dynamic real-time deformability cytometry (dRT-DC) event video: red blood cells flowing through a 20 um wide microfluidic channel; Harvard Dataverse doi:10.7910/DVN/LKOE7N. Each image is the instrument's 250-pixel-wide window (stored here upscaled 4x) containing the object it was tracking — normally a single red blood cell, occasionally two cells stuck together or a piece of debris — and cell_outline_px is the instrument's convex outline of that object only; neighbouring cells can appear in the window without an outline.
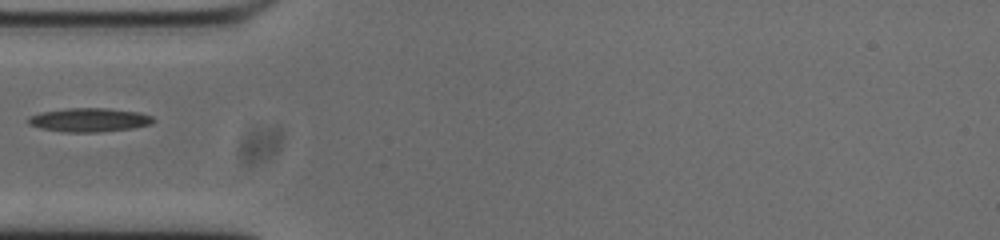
{"species": "common noctule bat (a hibernating species)", "species_latin": "Nyctalus noctula", "temperature_condition": "cold", "stored_images_in_passage": 38, "camera_frame_rate_fps": 3000, "um_per_image_px": 0.085, "animal": {"sex": "male", "body_mass_g": 20.0, "forearm_length_mm": 53.3}, "frame": {"image": 1, "passage_image": 1, "time_ms": 0.0, "image_size_px": [1000, 240], "cell_outline_px": [[156, 120], [152, 124], [132, 128], [100, 132], [64, 132], [40, 128], [28, 124], [28, 116], [44, 112], [68, 108], [108, 108], [140, 112], [152, 116]], "centroid_in_image_um": [7.62, 10.19], "position_along_channel_um": 77.4, "area_um2": 17.4}}